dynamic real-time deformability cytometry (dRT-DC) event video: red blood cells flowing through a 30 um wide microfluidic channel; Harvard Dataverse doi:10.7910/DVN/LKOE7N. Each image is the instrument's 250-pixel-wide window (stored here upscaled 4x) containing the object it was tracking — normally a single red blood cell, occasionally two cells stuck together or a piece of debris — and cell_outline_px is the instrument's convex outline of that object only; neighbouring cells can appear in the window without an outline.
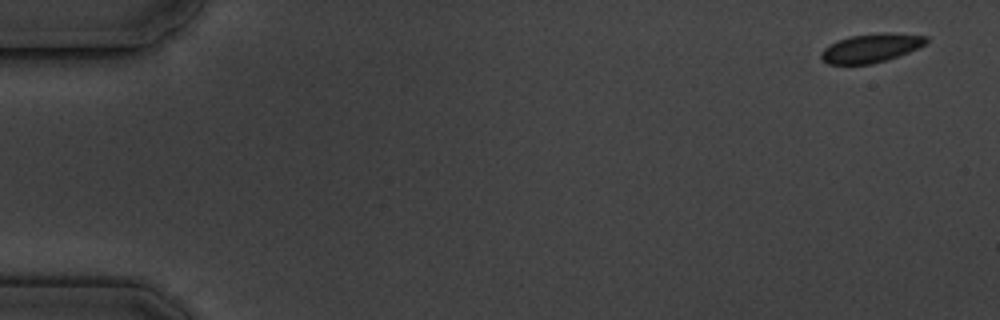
{"species": "common noctule bat (a hibernating species)", "species_latin": "Nyctalus noctula", "temperature_condition": "cold", "stored_images_in_passage": 5, "camera_frame_rate_fps": 3000, "um_per_image_px": 0.085, "animal": {"sex": "male", "body_mass_g": 19.5, "forearm_length_mm": 54.6}, "frame": {"image": 1, "passage_image": 1, "time_ms": 0.0, "image_size_px": [1000, 320], "cell_outline_px": [[928, 40], [924, 44], [908, 52], [872, 64], [828, 64], [820, 56], [820, 52], [824, 48], [848, 36], [888, 32], [928, 36]], "centroid_in_image_um": [74.03, 4.08], "position_along_channel_um": 11.0, "area_um2": 17.28}}
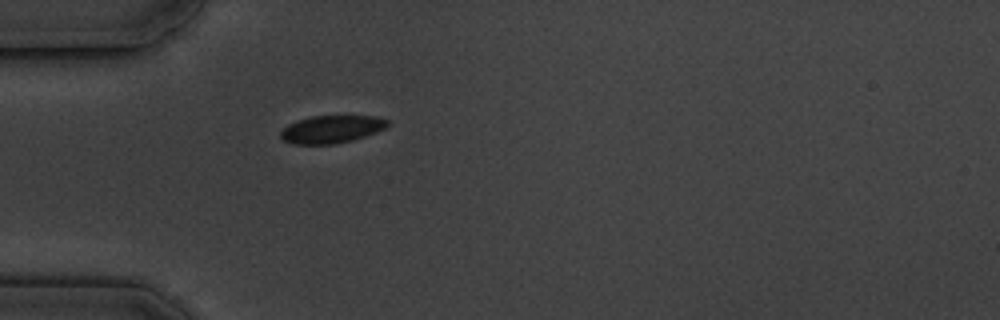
{"frame": {"image": 2, "passage_image": 5, "time_ms": 5.0, "image_size_px": [1000, 320], "cell_outline_px": [[388, 124], [384, 128], [376, 132], [352, 140], [336, 144], [292, 144], [284, 140], [280, 136], [280, 132], [288, 124], [296, 120], [312, 116], [376, 116], [388, 120]], "centroid_in_image_um": [28.15, 10.98], "position_along_channel_um": 56.9, "area_um2": 17.17}}